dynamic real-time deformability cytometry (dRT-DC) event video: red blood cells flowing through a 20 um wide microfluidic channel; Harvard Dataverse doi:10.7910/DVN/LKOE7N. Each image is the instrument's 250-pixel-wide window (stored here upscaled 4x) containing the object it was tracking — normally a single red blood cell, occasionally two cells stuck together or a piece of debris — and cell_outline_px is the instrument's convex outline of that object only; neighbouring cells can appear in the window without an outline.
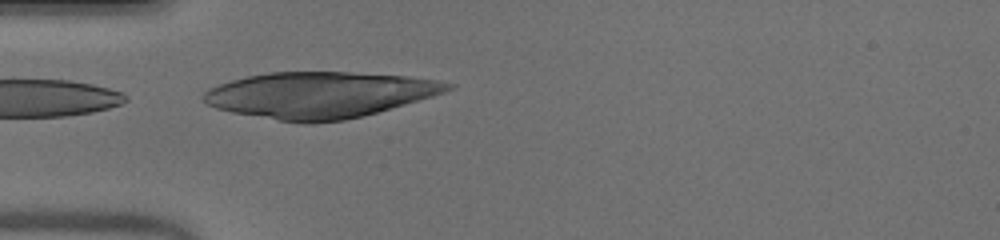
{"species": "human", "species_latin": "Homo sapiens", "temperature_condition": "warm", "stored_images_in_passage": 15, "camera_frame_rate_fps": 3000, "um_per_image_px": 0.085, "donor": {"sex": "male"}, "frame": {"image": 1, "passage_image": 15, "time_ms": 4.667, "image_size_px": [1000, 240], "cell_outline_px": [[456, 84], [452, 88], [444, 92], [432, 96], [376, 112], [344, 120], [312, 124], [304, 124], [232, 112], [216, 108], [208, 104], [200, 96], [208, 88], [232, 80], [248, 76], [268, 72], [348, 72], [408, 76], [436, 80]], "centroid_in_image_um": [27.14, 8.06], "position_along_channel_um": 57.9, "area_um2": 65.2}}